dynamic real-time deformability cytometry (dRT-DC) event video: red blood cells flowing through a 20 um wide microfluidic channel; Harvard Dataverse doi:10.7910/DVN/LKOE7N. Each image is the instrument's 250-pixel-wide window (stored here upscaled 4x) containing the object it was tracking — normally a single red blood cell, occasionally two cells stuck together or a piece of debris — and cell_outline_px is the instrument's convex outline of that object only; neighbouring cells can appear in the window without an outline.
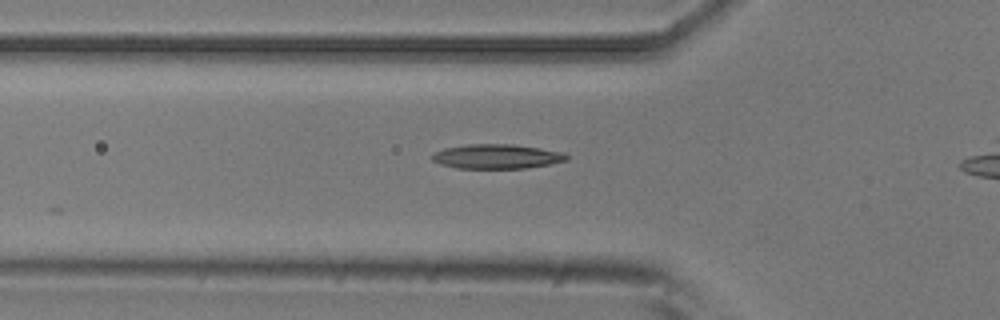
{"species": "common noctule bat (a hibernating species)", "species_latin": "Nyctalus noctula", "temperature_condition": "room temperature", "stored_images_in_passage": 4, "camera_frame_rate_fps": 3000, "um_per_image_px": 0.085, "animal": {"sex": "male", "body_mass_g": 20.5, "forearm_length_mm": 52.5}, "frame": {"image": 1, "passage_image": 3, "time_ms": 0.667, "image_size_px": [1000, 320], "cell_outline_px": [[568, 160], [548, 164], [524, 168], [456, 168], [440, 164], [432, 160], [432, 152], [444, 148], [468, 144], [516, 144], [564, 152], [568, 156]], "centroid_in_image_um": [42.21, 13.29], "position_along_channel_um": 83.6, "area_um2": 19.25}}